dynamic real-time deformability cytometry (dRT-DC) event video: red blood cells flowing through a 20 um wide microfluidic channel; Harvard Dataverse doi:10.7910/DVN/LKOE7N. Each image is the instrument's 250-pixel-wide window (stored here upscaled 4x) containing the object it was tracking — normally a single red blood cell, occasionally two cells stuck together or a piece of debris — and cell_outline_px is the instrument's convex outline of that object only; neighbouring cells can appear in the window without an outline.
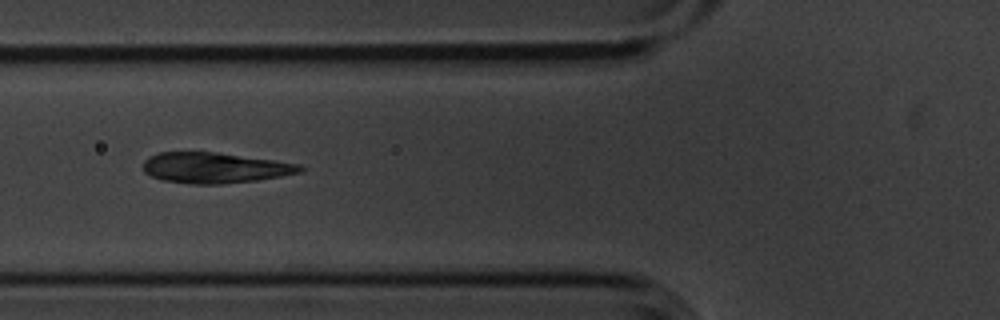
{"species": "common noctule bat (a hibernating species)", "species_latin": "Nyctalus noctula", "temperature_condition": "cold", "stored_images_in_passage": 9, "camera_frame_rate_fps": 3000, "um_per_image_px": 0.085, "animal": {"sex": "male", "body_mass_g": 20.1, "forearm_length_mm": 53.5}, "frame": {"image": 1, "passage_image": 6, "time_ms": 1.667, "image_size_px": [1000, 320], "cell_outline_px": [[304, 172], [256, 180], [220, 184], [192, 184], [160, 180], [144, 172], [144, 160], [148, 156], [160, 152], [216, 152], [300, 164], [304, 168]], "centroid_in_image_um": [18.23, 14.26], "position_along_channel_um": 107.6, "area_um2": 27.92}}
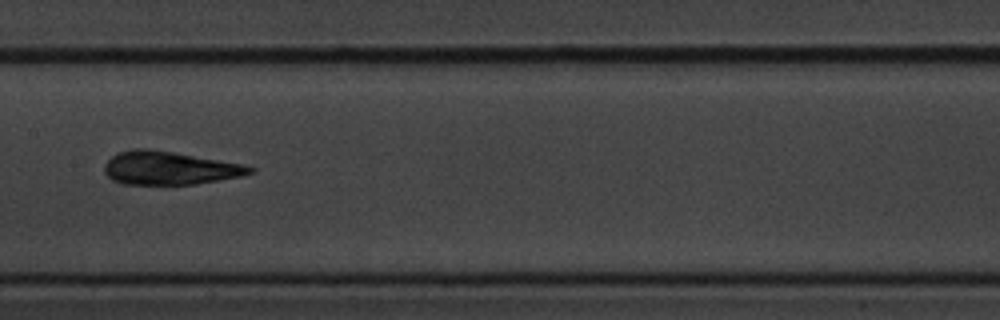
{"frame": {"image": 2, "passage_image": 8, "time_ms": 2.333, "image_size_px": [1000, 320], "cell_outline_px": [[256, 168], [252, 172], [244, 176], [196, 184], [124, 184], [112, 180], [104, 172], [104, 164], [116, 152], [132, 148], [148, 148], [172, 152], [240, 164]], "centroid_in_image_um": [14.35, 14.28], "position_along_channel_um": 193.0, "area_um2": 28.09}}
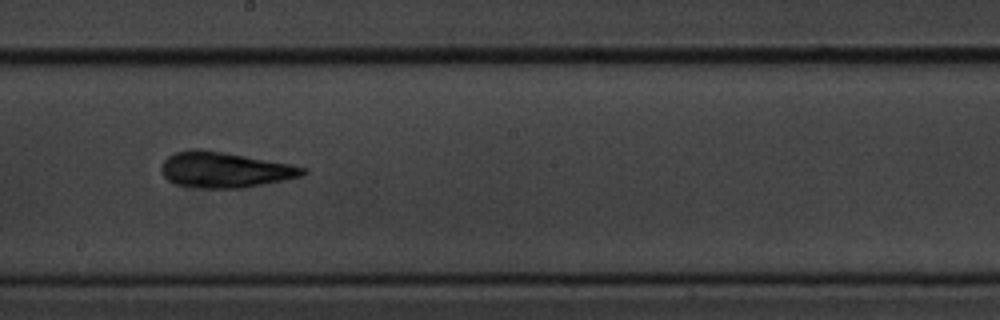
{"frame": {"image": 3, "passage_image": 9, "time_ms": 2.667, "image_size_px": [1000, 320], "cell_outline_px": [[308, 172], [300, 176], [240, 188], [200, 188], [176, 184], [168, 180], [164, 176], [160, 168], [164, 160], [168, 156], [176, 152], [188, 148], [200, 148], [224, 152], [288, 164], [308, 168]], "centroid_in_image_um": [19.03, 14.42], "position_along_channel_um": 229.2, "area_um2": 29.07}}